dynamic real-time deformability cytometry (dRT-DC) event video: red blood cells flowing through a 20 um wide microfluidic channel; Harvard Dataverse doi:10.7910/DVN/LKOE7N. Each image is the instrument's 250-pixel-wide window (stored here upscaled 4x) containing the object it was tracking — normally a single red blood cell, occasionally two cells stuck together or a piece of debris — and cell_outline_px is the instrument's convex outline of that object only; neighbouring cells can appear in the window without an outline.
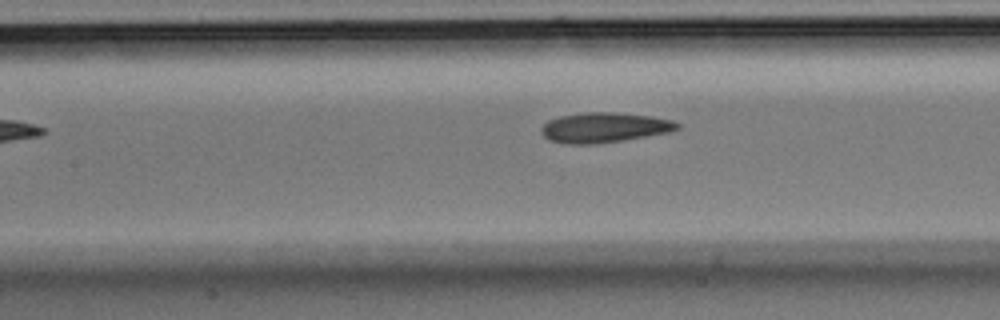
{"species": "Egyptian fruit bat (a non-hibernating species)", "species_latin": "Rousettus aegyptiacus", "temperature_condition": "room temperature", "stored_images_in_passage": 8, "camera_frame_rate_fps": 3000, "um_per_image_px": 0.085, "animal": {"sex": "male"}, "frame": {"image": 1, "passage_image": 4, "time_ms": 1.0, "image_size_px": [1000, 320], "cell_outline_px": [[680, 128], [672, 132], [624, 140], [592, 144], [568, 144], [548, 140], [540, 132], [540, 128], [548, 120], [560, 116], [588, 112], [612, 112], [652, 116], [672, 120], [680, 124]], "centroid_in_image_um": [51.38, 10.84], "position_along_channel_um": 156.0, "area_um2": 23.93}}
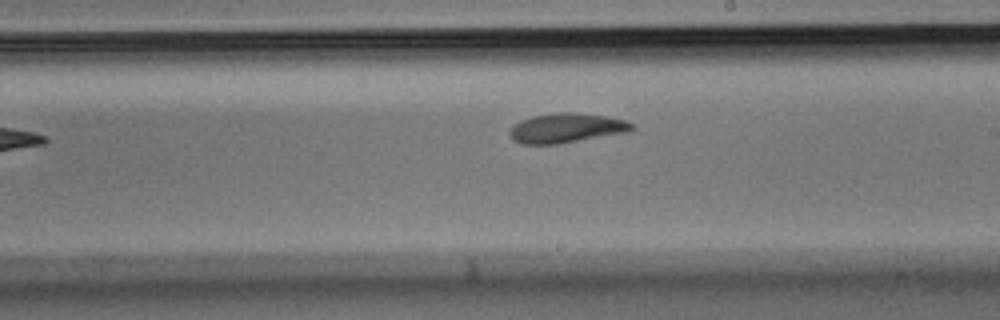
{"frame": {"image": 2, "passage_image": 7, "time_ms": 2.0, "image_size_px": [1000, 320], "cell_outline_px": [[636, 128], [628, 132], [556, 144], [520, 144], [512, 140], [508, 132], [512, 124], [520, 120], [532, 116], [560, 112], [572, 112], [608, 116], [624, 120], [636, 124]], "centroid_in_image_um": [48.13, 10.88], "position_along_channel_um": 240.9, "area_um2": 21.27}}
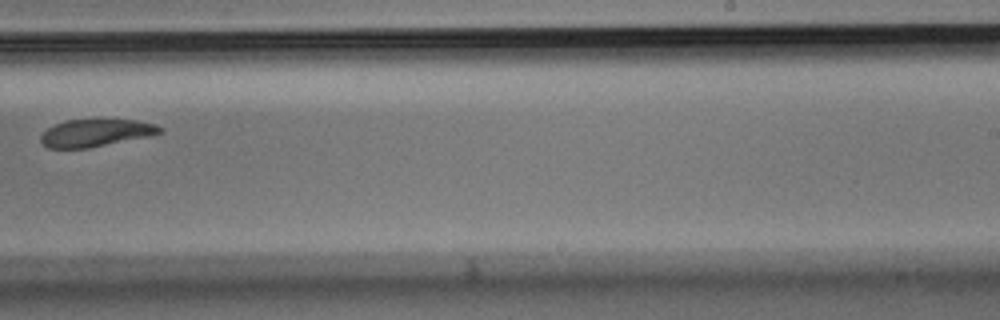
{"frame": {"image": 3, "passage_image": 8, "time_ms": 2.333, "image_size_px": [1000, 320], "cell_outline_px": [[164, 132], [88, 148], [48, 148], [40, 140], [40, 136], [48, 128], [64, 120], [136, 120], [156, 124], [164, 128]], "centroid_in_image_um": [8.13, 11.29], "position_along_channel_um": 280.9, "area_um2": 18.67}}